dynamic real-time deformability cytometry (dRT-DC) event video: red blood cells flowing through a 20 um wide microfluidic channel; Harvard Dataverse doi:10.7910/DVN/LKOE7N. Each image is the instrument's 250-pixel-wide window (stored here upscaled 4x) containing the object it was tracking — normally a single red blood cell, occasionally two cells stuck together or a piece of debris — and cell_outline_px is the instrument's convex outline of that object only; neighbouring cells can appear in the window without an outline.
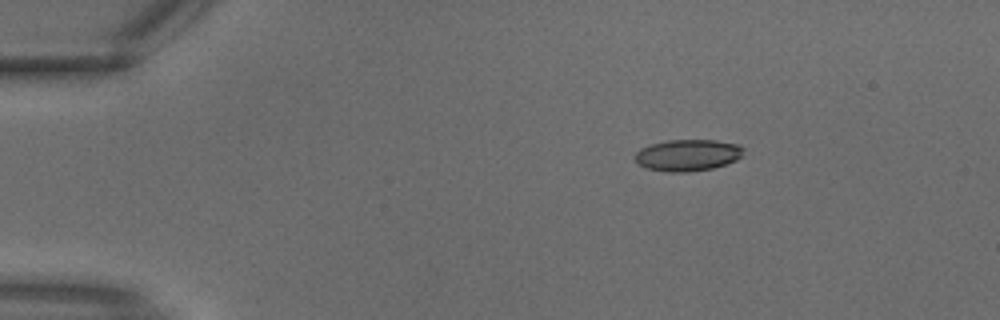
{"species": "common noctule bat (a hibernating species)", "species_latin": "Nyctalus noctula", "temperature_condition": "warm", "stored_images_in_passage": 1, "camera_frame_rate_fps": 3000, "um_per_image_px": 0.085, "animal": {"sex": "male", "body_mass_g": 18.8}, "frame": {"image": 1, "passage_image": 1, "time_ms": 0.0, "image_size_px": [1000, 320], "cell_outline_px": [[744, 148], [740, 156], [736, 160], [728, 164], [712, 168], [688, 172], [668, 172], [648, 168], [640, 164], [636, 160], [636, 152], [640, 148], [652, 144], [668, 140], [716, 140], [736, 144]], "centroid_in_image_um": [58.47, 13.19], "position_along_channel_um": 26.5, "area_um2": 19.77}}